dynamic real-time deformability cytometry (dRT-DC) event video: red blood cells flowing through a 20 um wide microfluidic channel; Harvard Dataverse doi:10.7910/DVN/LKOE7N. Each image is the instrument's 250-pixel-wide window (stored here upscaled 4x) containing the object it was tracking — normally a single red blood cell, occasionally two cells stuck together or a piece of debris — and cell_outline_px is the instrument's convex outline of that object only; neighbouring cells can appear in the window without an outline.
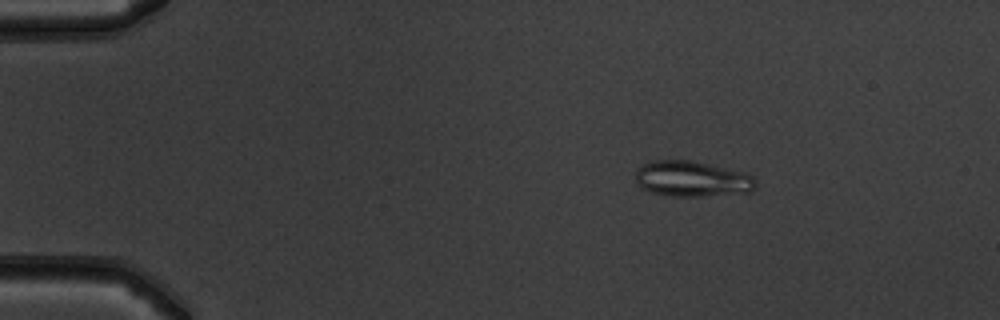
{"species": "common noctule bat (a hibernating species)", "species_latin": "Nyctalus noctula", "temperature_condition": "warm", "stored_images_in_passage": 52, "camera_frame_rate_fps": 3000, "um_per_image_px": 0.085, "animal": {"sex": "male", "body_mass_g": 19.5, "forearm_length_mm": 54.6}, "frame": {"image": 1, "passage_image": 9, "time_ms": 2.667, "image_size_px": [1000, 320], "cell_outline_px": [[756, 188], [752, 192], [704, 196], [672, 196], [652, 192], [644, 188], [636, 180], [636, 172], [644, 164], [652, 160], [692, 160], [744, 172], [752, 176], [756, 180]], "centroid_in_image_um": [58.88, 15.2], "position_along_channel_um": 26.1, "area_um2": 24.85}}
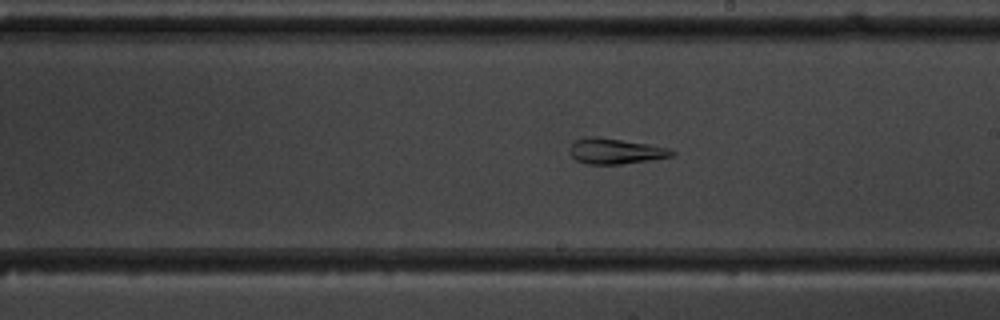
{"frame": {"image": 2, "passage_image": 31, "time_ms": 10.0, "image_size_px": [1000, 320], "cell_outline_px": [[676, 152], [672, 156], [648, 160], [620, 164], [588, 164], [576, 160], [568, 152], [572, 144], [576, 140], [584, 136], [596, 136], [648, 144], [668, 148]], "centroid_in_image_um": [52.27, 12.84], "position_along_channel_um": 236.7, "area_um2": 15.09}}
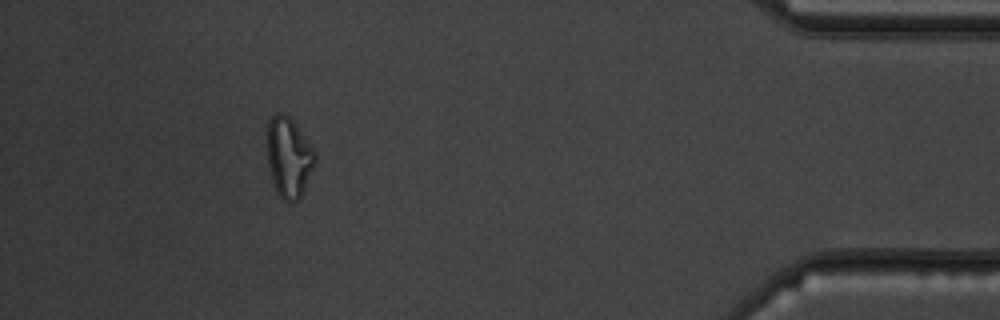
{"frame": {"image": 3, "passage_image": 48, "time_ms": 15.667, "image_size_px": [1000, 320], "cell_outline_px": [[316, 164], [300, 200], [284, 200], [280, 196], [272, 180], [268, 168], [268, 120], [276, 112], [280, 112], [288, 116], [292, 120], [316, 152]], "centroid_in_image_um": [24.57, 13.37], "position_along_channel_um": 410.6, "area_um2": 22.25}, "authors_computed_cell_mechanics": {"area_um2": 22.1085, "velocity_mm_per_s": 3.9468, "shape_relaxation_time_tau1_ms": null, "shape_relaxation_time_tau2_ms": 2.1703, "deformation_change_tau1": null, "deformation_change_tau2": 0.0932}}